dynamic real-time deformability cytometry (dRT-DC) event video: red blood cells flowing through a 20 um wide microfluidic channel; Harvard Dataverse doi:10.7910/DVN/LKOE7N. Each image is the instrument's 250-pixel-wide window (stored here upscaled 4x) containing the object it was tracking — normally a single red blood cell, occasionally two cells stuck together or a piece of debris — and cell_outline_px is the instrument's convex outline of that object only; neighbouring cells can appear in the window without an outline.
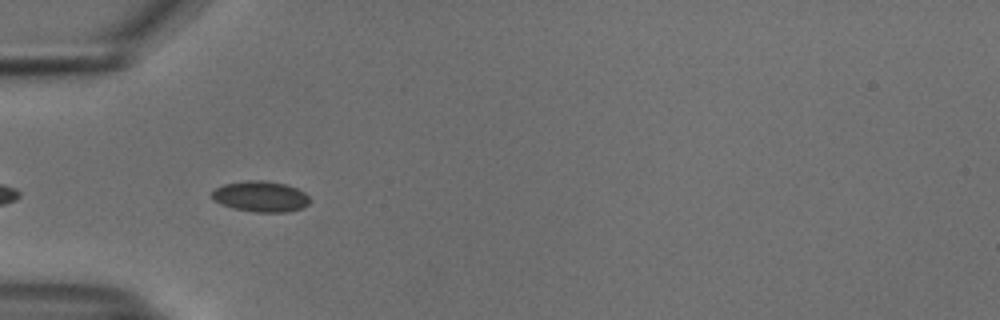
{"species": "common noctule bat (a hibernating species)", "species_latin": "Nyctalus noctula", "temperature_condition": "cold", "stored_images_in_passage": 7, "camera_frame_rate_fps": 3000, "um_per_image_px": 0.085, "animal": {"sex": "male", "body_mass_g": 18.8}, "frame": {"image": 1, "passage_image": 4, "time_ms": 1.0, "image_size_px": [1000, 320], "cell_outline_px": [[308, 204], [300, 208], [288, 212], [256, 212], [232, 208], [220, 204], [212, 200], [212, 192], [216, 188], [224, 184], [248, 180], [264, 180], [284, 184], [296, 188], [304, 192], [308, 196]], "centroid_in_image_um": [22.12, 16.7], "position_along_channel_um": 62.9, "area_um2": 17.46}}
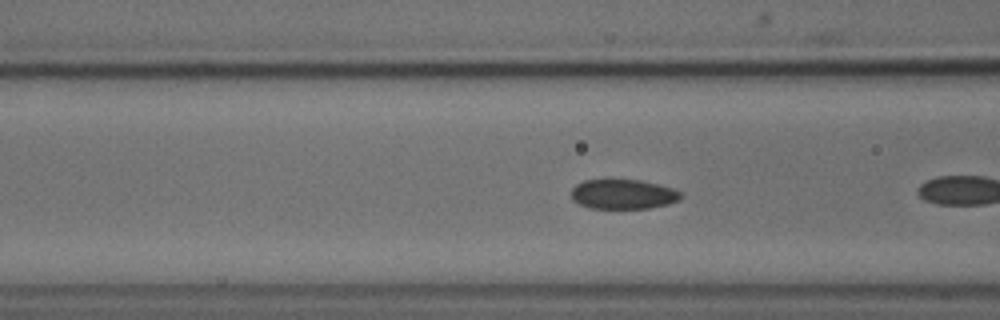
{"frame": {"image": 2, "passage_image": 6, "time_ms": 1.667, "image_size_px": [1000, 320], "cell_outline_px": [[684, 196], [680, 200], [668, 204], [648, 208], [592, 208], [580, 204], [572, 200], [572, 188], [576, 184], [584, 180], [640, 180], [660, 184], [672, 188], [680, 192]], "centroid_in_image_um": [53.0, 16.5], "position_along_channel_um": 113.6, "area_um2": 18.96}}